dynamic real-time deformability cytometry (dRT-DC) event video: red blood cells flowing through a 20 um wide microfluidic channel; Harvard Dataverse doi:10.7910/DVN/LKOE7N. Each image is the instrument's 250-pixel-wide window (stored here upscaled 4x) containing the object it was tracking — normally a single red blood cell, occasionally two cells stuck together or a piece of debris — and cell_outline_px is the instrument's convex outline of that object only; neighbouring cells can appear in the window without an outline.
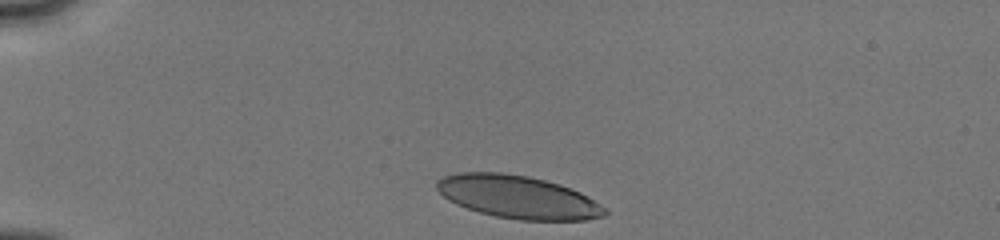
{"species": "human", "species_latin": "Homo sapiens", "temperature_condition": "cold", "stored_images_in_passage": 7, "camera_frame_rate_fps": 3000, "um_per_image_px": 0.085, "donor": {"sex": "male"}, "frame": {"image": 1, "passage_image": 1, "time_ms": 0.0, "image_size_px": [1000, 240], "cell_outline_px": [[608, 212], [604, 216], [588, 220], [520, 220], [496, 216], [480, 212], [456, 204], [448, 200], [436, 188], [436, 180], [444, 176], [456, 172], [504, 172], [528, 176], [560, 184], [580, 192], [588, 196], [608, 208]], "centroid_in_image_um": [44.05, 16.74], "position_along_channel_um": 41.0, "area_um2": 42.19}}
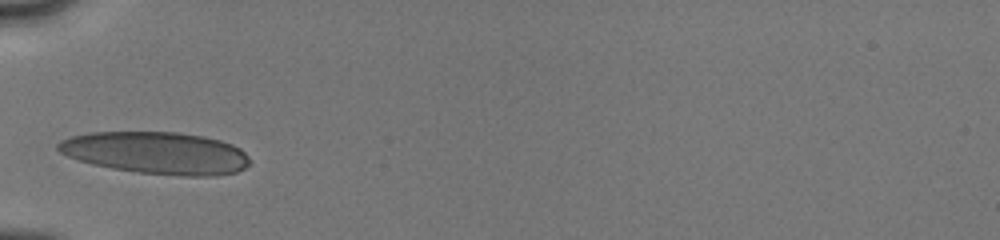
{"frame": {"image": 2, "passage_image": 3, "time_ms": 2.0, "image_size_px": [1000, 240], "cell_outline_px": [[248, 164], [244, 168], [236, 172], [216, 176], [184, 176], [136, 172], [112, 168], [92, 164], [68, 156], [60, 152], [56, 148], [56, 144], [60, 140], [72, 136], [88, 132], [176, 132], [204, 136], [220, 140], [232, 144], [240, 148], [248, 156]], "centroid_in_image_um": [13.28, 12.99], "position_along_channel_um": 71.7, "area_um2": 47.16}}
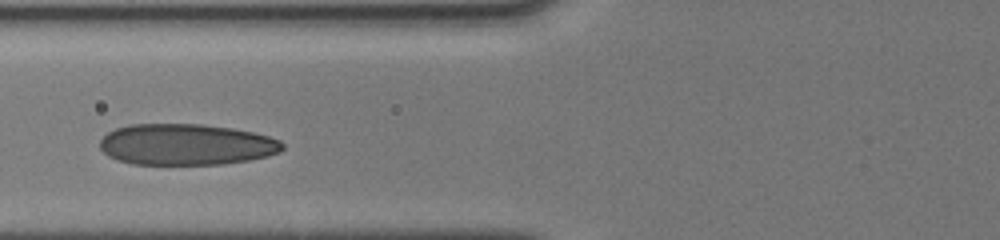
{"frame": {"image": 3, "passage_image": 5, "time_ms": 3.0, "image_size_px": [1000, 240], "cell_outline_px": [[284, 148], [280, 152], [268, 156], [248, 160], [220, 164], [132, 164], [116, 160], [108, 156], [100, 148], [100, 140], [108, 132], [116, 128], [128, 124], [204, 124], [232, 128], [252, 132], [268, 136], [280, 140], [284, 144]], "centroid_in_image_um": [15.82, 12.28], "position_along_channel_um": 110.0, "area_um2": 43.99}}